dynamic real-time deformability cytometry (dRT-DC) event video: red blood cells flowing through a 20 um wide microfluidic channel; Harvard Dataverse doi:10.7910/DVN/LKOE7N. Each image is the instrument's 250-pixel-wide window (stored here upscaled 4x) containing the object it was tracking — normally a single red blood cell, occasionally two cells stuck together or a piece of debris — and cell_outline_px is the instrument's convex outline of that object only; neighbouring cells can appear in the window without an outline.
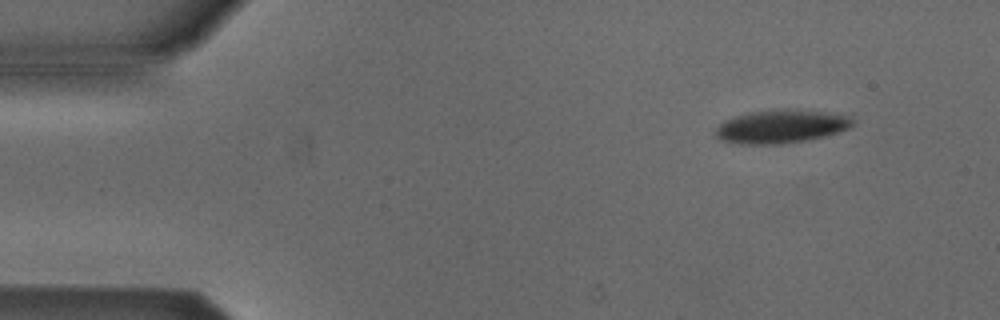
{"species": "Egyptian fruit bat (a non-hibernating species)", "species_latin": "Rousettus aegyptiacus", "temperature_condition": "cold", "stored_images_in_passage": 4, "camera_frame_rate_fps": 3000, "um_per_image_px": 0.085, "animal": {"sex": "male"}, "frame": {"image": 1, "passage_image": 2, "time_ms": 1.333, "image_size_px": [1000, 320], "cell_outline_px": [[856, 120], [848, 128], [824, 136], [808, 140], [780, 144], [736, 144], [720, 140], [712, 136], [712, 132], [724, 120], [736, 116], [752, 112], [824, 112], [848, 116]], "centroid_in_image_um": [66.29, 10.81], "position_along_channel_um": 18.7, "area_um2": 25.72}}
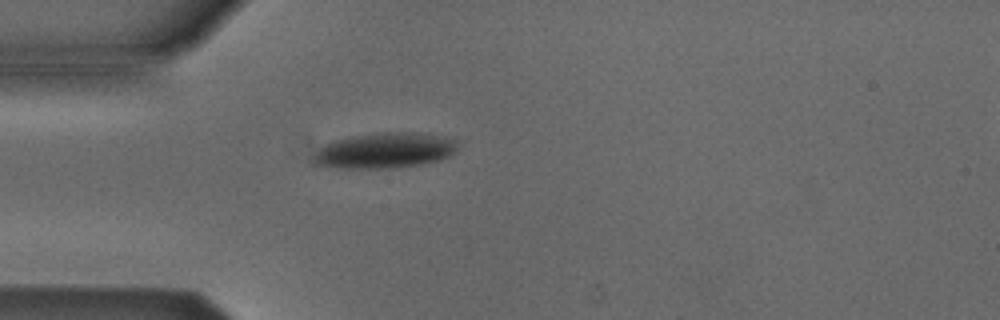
{"frame": {"image": 2, "passage_image": 4, "time_ms": 4.333, "image_size_px": [1000, 320], "cell_outline_px": [[460, 144], [456, 152], [440, 160], [420, 164], [388, 168], [336, 168], [312, 164], [312, 156], [324, 144], [332, 140], [376, 132], [424, 132], [444, 136], [456, 140]], "centroid_in_image_um": [32.71, 12.78], "position_along_channel_um": 52.3, "area_um2": 30.35}}